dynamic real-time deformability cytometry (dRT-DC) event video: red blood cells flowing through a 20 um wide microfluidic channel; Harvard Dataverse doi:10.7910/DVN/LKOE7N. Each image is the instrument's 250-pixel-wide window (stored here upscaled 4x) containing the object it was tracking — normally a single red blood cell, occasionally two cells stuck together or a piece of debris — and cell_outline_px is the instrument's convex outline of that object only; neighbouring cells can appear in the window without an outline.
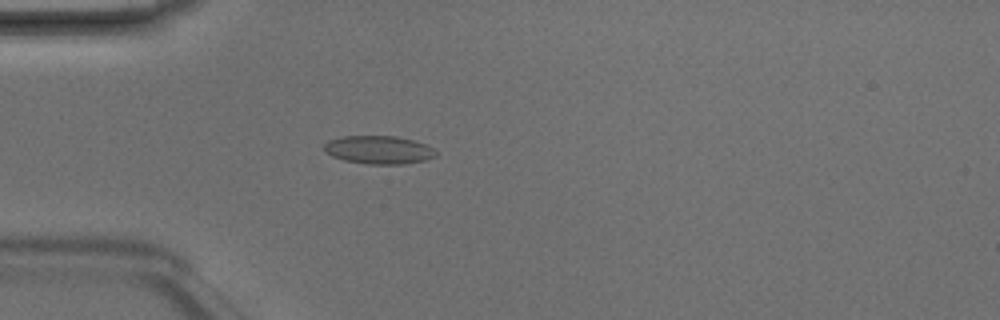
{"species": "Egyptian fruit bat (a non-hibernating species)", "species_latin": "Rousettus aegyptiacus", "temperature_condition": "room temperature", "stored_images_in_passage": 2, "camera_frame_rate_fps": 3000, "um_per_image_px": 0.085, "animal": {"sex": "male"}, "frame": {"image": 1, "passage_image": 2, "time_ms": 0.333, "image_size_px": [1000, 320], "cell_outline_px": [[436, 156], [424, 160], [404, 164], [368, 164], [344, 160], [332, 156], [324, 152], [324, 144], [328, 140], [344, 136], [396, 136], [412, 140], [424, 144], [432, 148], [436, 152]], "centroid_in_image_um": [32.16, 12.74], "position_along_channel_um": 52.8, "area_um2": 18.26}}